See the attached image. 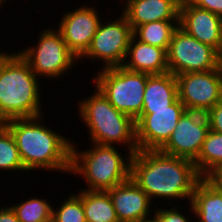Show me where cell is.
<instances>
[{
    "label": "cell",
    "instance_id": "cell-7",
    "mask_svg": "<svg viewBox=\"0 0 222 222\" xmlns=\"http://www.w3.org/2000/svg\"><path fill=\"white\" fill-rule=\"evenodd\" d=\"M38 35L36 45L17 50L28 62L33 73L39 79L57 80L71 72L79 59L68 49L61 33L49 27Z\"/></svg>",
    "mask_w": 222,
    "mask_h": 222
},
{
    "label": "cell",
    "instance_id": "cell-6",
    "mask_svg": "<svg viewBox=\"0 0 222 222\" xmlns=\"http://www.w3.org/2000/svg\"><path fill=\"white\" fill-rule=\"evenodd\" d=\"M96 73L92 78L95 87L117 110L135 120L142 112L149 74L133 72L123 66L101 69Z\"/></svg>",
    "mask_w": 222,
    "mask_h": 222
},
{
    "label": "cell",
    "instance_id": "cell-8",
    "mask_svg": "<svg viewBox=\"0 0 222 222\" xmlns=\"http://www.w3.org/2000/svg\"><path fill=\"white\" fill-rule=\"evenodd\" d=\"M166 53L168 72L175 76L219 68L218 51L201 43L179 26L172 34Z\"/></svg>",
    "mask_w": 222,
    "mask_h": 222
},
{
    "label": "cell",
    "instance_id": "cell-31",
    "mask_svg": "<svg viewBox=\"0 0 222 222\" xmlns=\"http://www.w3.org/2000/svg\"><path fill=\"white\" fill-rule=\"evenodd\" d=\"M177 5L182 6L191 3L193 0H173Z\"/></svg>",
    "mask_w": 222,
    "mask_h": 222
},
{
    "label": "cell",
    "instance_id": "cell-26",
    "mask_svg": "<svg viewBox=\"0 0 222 222\" xmlns=\"http://www.w3.org/2000/svg\"><path fill=\"white\" fill-rule=\"evenodd\" d=\"M177 205L171 206V208H156L154 212V215L152 216V219L155 222H194V220H191V218H188V216H185L183 214V211L181 212L179 209V206ZM166 209V210H165ZM189 219V220H188Z\"/></svg>",
    "mask_w": 222,
    "mask_h": 222
},
{
    "label": "cell",
    "instance_id": "cell-14",
    "mask_svg": "<svg viewBox=\"0 0 222 222\" xmlns=\"http://www.w3.org/2000/svg\"><path fill=\"white\" fill-rule=\"evenodd\" d=\"M178 26L218 52L222 46V17L192 3L180 6Z\"/></svg>",
    "mask_w": 222,
    "mask_h": 222
},
{
    "label": "cell",
    "instance_id": "cell-15",
    "mask_svg": "<svg viewBox=\"0 0 222 222\" xmlns=\"http://www.w3.org/2000/svg\"><path fill=\"white\" fill-rule=\"evenodd\" d=\"M107 191L119 222H140L152 218L153 202L131 178Z\"/></svg>",
    "mask_w": 222,
    "mask_h": 222
},
{
    "label": "cell",
    "instance_id": "cell-34",
    "mask_svg": "<svg viewBox=\"0 0 222 222\" xmlns=\"http://www.w3.org/2000/svg\"><path fill=\"white\" fill-rule=\"evenodd\" d=\"M140 222H155L152 218L149 220H145V221H140Z\"/></svg>",
    "mask_w": 222,
    "mask_h": 222
},
{
    "label": "cell",
    "instance_id": "cell-33",
    "mask_svg": "<svg viewBox=\"0 0 222 222\" xmlns=\"http://www.w3.org/2000/svg\"><path fill=\"white\" fill-rule=\"evenodd\" d=\"M7 0H0V7L2 8L3 6V4H5V2H6Z\"/></svg>",
    "mask_w": 222,
    "mask_h": 222
},
{
    "label": "cell",
    "instance_id": "cell-24",
    "mask_svg": "<svg viewBox=\"0 0 222 222\" xmlns=\"http://www.w3.org/2000/svg\"><path fill=\"white\" fill-rule=\"evenodd\" d=\"M0 170L29 173L20 159L14 137L4 123H0Z\"/></svg>",
    "mask_w": 222,
    "mask_h": 222
},
{
    "label": "cell",
    "instance_id": "cell-13",
    "mask_svg": "<svg viewBox=\"0 0 222 222\" xmlns=\"http://www.w3.org/2000/svg\"><path fill=\"white\" fill-rule=\"evenodd\" d=\"M88 6L85 3L74 11H66L57 27L68 49L78 59L89 49L102 21L96 7Z\"/></svg>",
    "mask_w": 222,
    "mask_h": 222
},
{
    "label": "cell",
    "instance_id": "cell-29",
    "mask_svg": "<svg viewBox=\"0 0 222 222\" xmlns=\"http://www.w3.org/2000/svg\"><path fill=\"white\" fill-rule=\"evenodd\" d=\"M0 222H19L11 206H0Z\"/></svg>",
    "mask_w": 222,
    "mask_h": 222
},
{
    "label": "cell",
    "instance_id": "cell-4",
    "mask_svg": "<svg viewBox=\"0 0 222 222\" xmlns=\"http://www.w3.org/2000/svg\"><path fill=\"white\" fill-rule=\"evenodd\" d=\"M96 89L93 94L78 101V115L89 131V139L92 143L100 145L119 146L126 145L127 154L138 151L136 143L135 120L129 115L117 110Z\"/></svg>",
    "mask_w": 222,
    "mask_h": 222
},
{
    "label": "cell",
    "instance_id": "cell-19",
    "mask_svg": "<svg viewBox=\"0 0 222 222\" xmlns=\"http://www.w3.org/2000/svg\"><path fill=\"white\" fill-rule=\"evenodd\" d=\"M178 98V84L176 76L166 72L149 75L143 95L142 110L169 109Z\"/></svg>",
    "mask_w": 222,
    "mask_h": 222
},
{
    "label": "cell",
    "instance_id": "cell-32",
    "mask_svg": "<svg viewBox=\"0 0 222 222\" xmlns=\"http://www.w3.org/2000/svg\"><path fill=\"white\" fill-rule=\"evenodd\" d=\"M218 56H219V69L222 71V46L220 51L218 52Z\"/></svg>",
    "mask_w": 222,
    "mask_h": 222
},
{
    "label": "cell",
    "instance_id": "cell-27",
    "mask_svg": "<svg viewBox=\"0 0 222 222\" xmlns=\"http://www.w3.org/2000/svg\"><path fill=\"white\" fill-rule=\"evenodd\" d=\"M206 115L210 130L222 134V100L217 102Z\"/></svg>",
    "mask_w": 222,
    "mask_h": 222
},
{
    "label": "cell",
    "instance_id": "cell-25",
    "mask_svg": "<svg viewBox=\"0 0 222 222\" xmlns=\"http://www.w3.org/2000/svg\"><path fill=\"white\" fill-rule=\"evenodd\" d=\"M60 204L55 205L59 208L53 207L51 222H86L82 199L78 194H69Z\"/></svg>",
    "mask_w": 222,
    "mask_h": 222
},
{
    "label": "cell",
    "instance_id": "cell-30",
    "mask_svg": "<svg viewBox=\"0 0 222 222\" xmlns=\"http://www.w3.org/2000/svg\"><path fill=\"white\" fill-rule=\"evenodd\" d=\"M210 178L219 186L222 187V166L219 167Z\"/></svg>",
    "mask_w": 222,
    "mask_h": 222
},
{
    "label": "cell",
    "instance_id": "cell-12",
    "mask_svg": "<svg viewBox=\"0 0 222 222\" xmlns=\"http://www.w3.org/2000/svg\"><path fill=\"white\" fill-rule=\"evenodd\" d=\"M209 130L206 113L186 110L180 117L169 140L159 151L170 156L194 161L200 153Z\"/></svg>",
    "mask_w": 222,
    "mask_h": 222
},
{
    "label": "cell",
    "instance_id": "cell-22",
    "mask_svg": "<svg viewBox=\"0 0 222 222\" xmlns=\"http://www.w3.org/2000/svg\"><path fill=\"white\" fill-rule=\"evenodd\" d=\"M179 21H155L137 26L133 35L140 41L163 48L166 52Z\"/></svg>",
    "mask_w": 222,
    "mask_h": 222
},
{
    "label": "cell",
    "instance_id": "cell-1",
    "mask_svg": "<svg viewBox=\"0 0 222 222\" xmlns=\"http://www.w3.org/2000/svg\"><path fill=\"white\" fill-rule=\"evenodd\" d=\"M130 178L153 203L159 198L175 201L188 198L190 203L195 185L202 177L190 159L159 150H138L131 159Z\"/></svg>",
    "mask_w": 222,
    "mask_h": 222
},
{
    "label": "cell",
    "instance_id": "cell-28",
    "mask_svg": "<svg viewBox=\"0 0 222 222\" xmlns=\"http://www.w3.org/2000/svg\"><path fill=\"white\" fill-rule=\"evenodd\" d=\"M191 3L222 17V0H193Z\"/></svg>",
    "mask_w": 222,
    "mask_h": 222
},
{
    "label": "cell",
    "instance_id": "cell-9",
    "mask_svg": "<svg viewBox=\"0 0 222 222\" xmlns=\"http://www.w3.org/2000/svg\"><path fill=\"white\" fill-rule=\"evenodd\" d=\"M111 19L101 21L89 49L79 60L101 61V69L123 65L133 30L122 12L118 19Z\"/></svg>",
    "mask_w": 222,
    "mask_h": 222
},
{
    "label": "cell",
    "instance_id": "cell-2",
    "mask_svg": "<svg viewBox=\"0 0 222 222\" xmlns=\"http://www.w3.org/2000/svg\"><path fill=\"white\" fill-rule=\"evenodd\" d=\"M43 116L15 118L4 124L14 137L28 172L42 169L70 173L72 141L41 122Z\"/></svg>",
    "mask_w": 222,
    "mask_h": 222
},
{
    "label": "cell",
    "instance_id": "cell-11",
    "mask_svg": "<svg viewBox=\"0 0 222 222\" xmlns=\"http://www.w3.org/2000/svg\"><path fill=\"white\" fill-rule=\"evenodd\" d=\"M185 111L178 98L169 109L142 110L135 119L138 150H159L169 140Z\"/></svg>",
    "mask_w": 222,
    "mask_h": 222
},
{
    "label": "cell",
    "instance_id": "cell-23",
    "mask_svg": "<svg viewBox=\"0 0 222 222\" xmlns=\"http://www.w3.org/2000/svg\"><path fill=\"white\" fill-rule=\"evenodd\" d=\"M10 206L19 222H51L53 206L47 198H29Z\"/></svg>",
    "mask_w": 222,
    "mask_h": 222
},
{
    "label": "cell",
    "instance_id": "cell-16",
    "mask_svg": "<svg viewBox=\"0 0 222 222\" xmlns=\"http://www.w3.org/2000/svg\"><path fill=\"white\" fill-rule=\"evenodd\" d=\"M122 13L131 25L137 26L155 21H179V9L173 0H124Z\"/></svg>",
    "mask_w": 222,
    "mask_h": 222
},
{
    "label": "cell",
    "instance_id": "cell-17",
    "mask_svg": "<svg viewBox=\"0 0 222 222\" xmlns=\"http://www.w3.org/2000/svg\"><path fill=\"white\" fill-rule=\"evenodd\" d=\"M122 66L133 72L163 74L168 72L167 53L163 48L142 42L132 35Z\"/></svg>",
    "mask_w": 222,
    "mask_h": 222
},
{
    "label": "cell",
    "instance_id": "cell-5",
    "mask_svg": "<svg viewBox=\"0 0 222 222\" xmlns=\"http://www.w3.org/2000/svg\"><path fill=\"white\" fill-rule=\"evenodd\" d=\"M71 146L70 174L86 181L88 191H107L130 179L133 154L122 155L116 146L92 143L88 150L79 151ZM126 161V162H125Z\"/></svg>",
    "mask_w": 222,
    "mask_h": 222
},
{
    "label": "cell",
    "instance_id": "cell-20",
    "mask_svg": "<svg viewBox=\"0 0 222 222\" xmlns=\"http://www.w3.org/2000/svg\"><path fill=\"white\" fill-rule=\"evenodd\" d=\"M82 199L86 222H119L108 191H88L77 193Z\"/></svg>",
    "mask_w": 222,
    "mask_h": 222
},
{
    "label": "cell",
    "instance_id": "cell-10",
    "mask_svg": "<svg viewBox=\"0 0 222 222\" xmlns=\"http://www.w3.org/2000/svg\"><path fill=\"white\" fill-rule=\"evenodd\" d=\"M176 79L178 99L188 111L207 113L222 100V71L219 68L179 74Z\"/></svg>",
    "mask_w": 222,
    "mask_h": 222
},
{
    "label": "cell",
    "instance_id": "cell-3",
    "mask_svg": "<svg viewBox=\"0 0 222 222\" xmlns=\"http://www.w3.org/2000/svg\"><path fill=\"white\" fill-rule=\"evenodd\" d=\"M40 84L18 52L0 50V123L43 115Z\"/></svg>",
    "mask_w": 222,
    "mask_h": 222
},
{
    "label": "cell",
    "instance_id": "cell-21",
    "mask_svg": "<svg viewBox=\"0 0 222 222\" xmlns=\"http://www.w3.org/2000/svg\"><path fill=\"white\" fill-rule=\"evenodd\" d=\"M201 177H210L222 166V134L209 130L198 157L193 161Z\"/></svg>",
    "mask_w": 222,
    "mask_h": 222
},
{
    "label": "cell",
    "instance_id": "cell-18",
    "mask_svg": "<svg viewBox=\"0 0 222 222\" xmlns=\"http://www.w3.org/2000/svg\"><path fill=\"white\" fill-rule=\"evenodd\" d=\"M188 206L198 222H222V187L210 177H202Z\"/></svg>",
    "mask_w": 222,
    "mask_h": 222
}]
</instances>
